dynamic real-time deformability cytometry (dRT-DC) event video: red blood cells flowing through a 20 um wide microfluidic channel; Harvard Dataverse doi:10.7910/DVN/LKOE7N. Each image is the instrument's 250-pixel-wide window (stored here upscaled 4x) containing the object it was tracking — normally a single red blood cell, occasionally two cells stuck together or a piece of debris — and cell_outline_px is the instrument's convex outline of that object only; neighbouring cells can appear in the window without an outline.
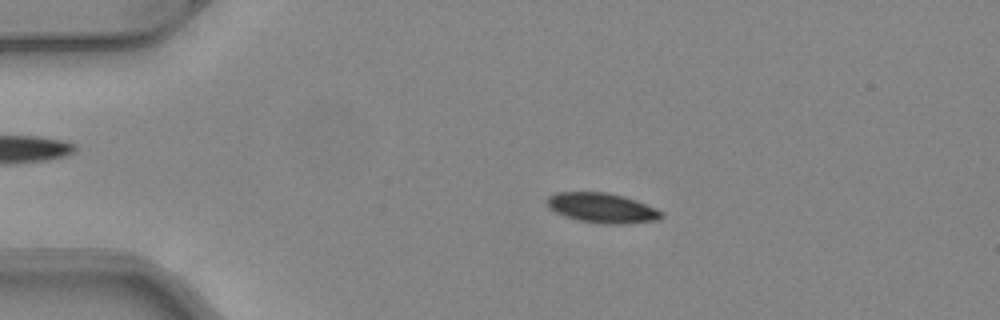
{"species": "common noctule bat (a hibernating species)", "species_latin": "Nyctalus noctula", "temperature_condition": "warm", "stored_images_in_passage": 44, "camera_frame_rate_fps": 3000, "um_per_image_px": 0.085, "animal": {"sex": "female", "body_mass_g": 24.6, "forearm_length_mm": 56.2}, "frame": {"image": 1, "passage_image": 4, "time_ms": 1.0, "image_size_px": [1000, 320], "cell_outline_px": [[664, 216], [660, 220], [624, 224], [604, 224], [580, 220], [564, 216], [548, 208], [544, 200], [548, 196], [556, 192], [608, 192], [624, 196], [636, 200], [656, 208]], "centroid_in_image_um": [51.15, 17.67], "position_along_channel_um": 33.8, "area_um2": 20.11}}
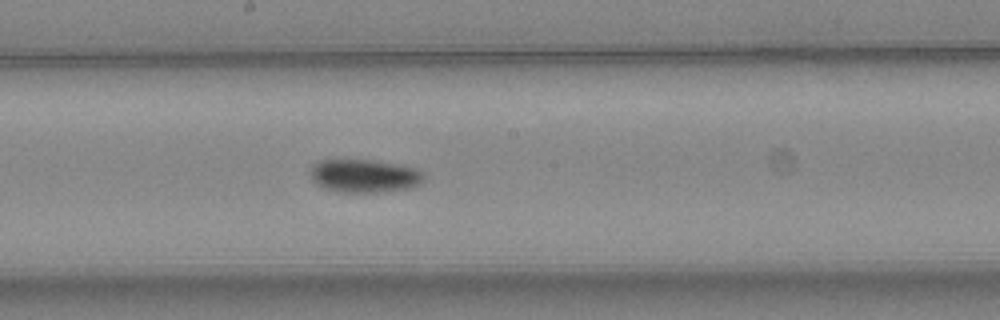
{"frame": {"image": 2, "passage_image": 21, "time_ms": 6.667, "image_size_px": [1000, 320], "cell_outline_px": [[424, 180], [420, 184], [408, 188], [380, 192], [340, 192], [324, 188], [316, 184], [312, 180], [312, 164], [320, 160], [376, 160], [404, 164], [416, 168], [424, 172]], "centroid_in_image_um": [31.02, 14.94], "position_along_channel_um": 217.2, "area_um2": 22.2}}
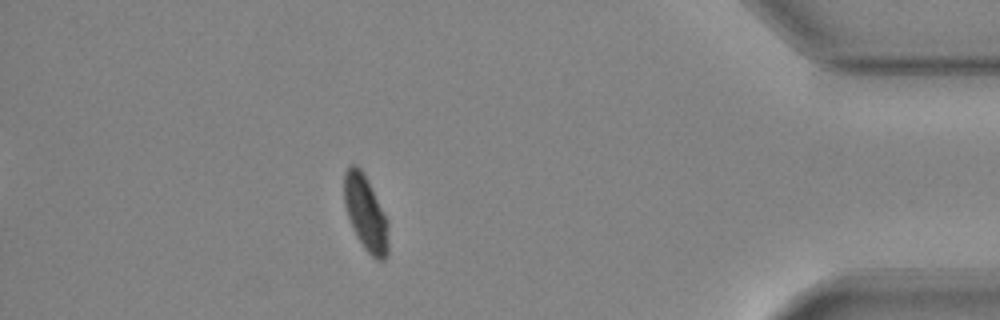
{"frame": {"image": 3, "passage_image": 38, "time_ms": 12.333, "image_size_px": [1000, 320], "cell_outline_px": [[388, 256], [384, 260], [376, 260], [364, 248], [348, 216], [344, 204], [344, 172], [348, 164], [356, 164], [360, 168], [368, 180], [388, 220]], "centroid_in_image_um": [31.09, 18.09], "position_along_channel_um": 404.1, "area_um2": 19.31}, "authors_computed_cell_mechanics": {"area_um2": 20.5479, "velocity_mm_per_s": 4.0987, "shape_relaxation_time_tau1_ms": 4.0014, "shape_relaxation_time_tau2_ms": null, "deformation_change_tau1": 0.1198, "deformation_change_tau2": null}}